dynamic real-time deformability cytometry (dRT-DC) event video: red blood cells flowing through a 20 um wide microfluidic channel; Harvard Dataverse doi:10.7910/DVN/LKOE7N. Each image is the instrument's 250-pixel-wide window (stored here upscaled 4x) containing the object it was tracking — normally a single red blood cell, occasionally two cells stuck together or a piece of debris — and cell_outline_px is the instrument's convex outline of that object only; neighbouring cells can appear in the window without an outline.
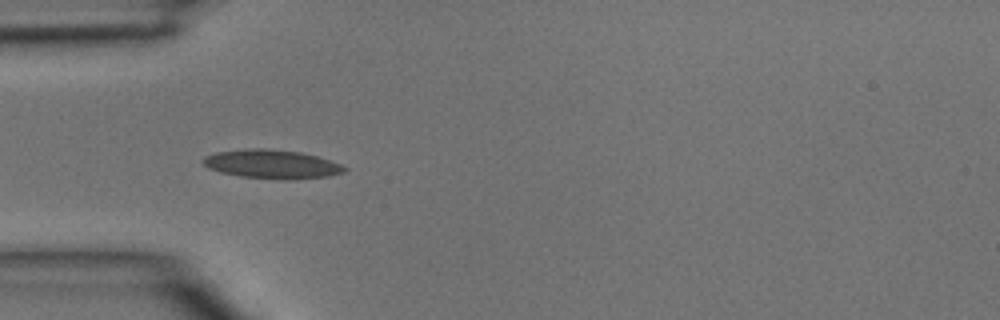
{"species": "common noctule bat (a hibernating species)", "species_latin": "Nyctalus noctula", "temperature_condition": "room temperature", "stored_images_in_passage": 1, "camera_frame_rate_fps": 3000, "um_per_image_px": 0.085, "animal": {"sex": "male", "body_mass_g": 15.6}, "frame": {"image": 1, "passage_image": 1, "time_ms": 0.0, "image_size_px": [1000, 320], "cell_outline_px": [[348, 168], [344, 172], [328, 176], [292, 180], [280, 180], [240, 176], [220, 172], [208, 168], [204, 164], [204, 156], [216, 152], [244, 148], [264, 148], [300, 152], [316, 156], [340, 164]], "centroid_in_image_um": [23.09, 13.96], "position_along_channel_um": 61.9, "area_um2": 23.81}}